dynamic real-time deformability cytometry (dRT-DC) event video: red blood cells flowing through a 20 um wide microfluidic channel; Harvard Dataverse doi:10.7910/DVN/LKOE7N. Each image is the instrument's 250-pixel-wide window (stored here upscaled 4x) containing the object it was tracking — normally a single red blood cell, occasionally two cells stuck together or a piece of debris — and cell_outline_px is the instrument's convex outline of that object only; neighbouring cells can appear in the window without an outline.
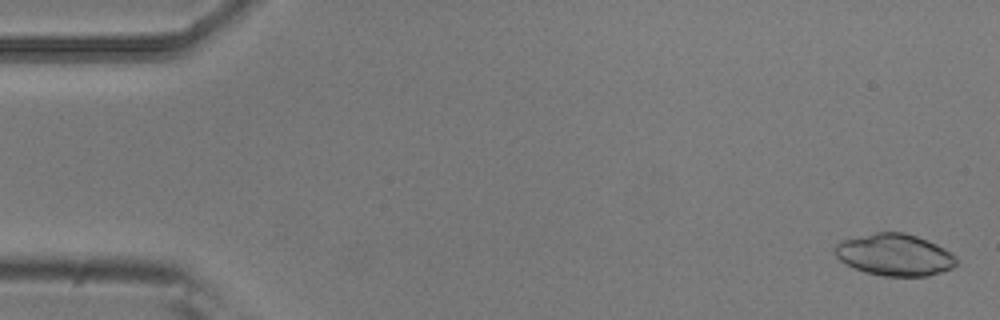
{"species": "common noctule bat (a hibernating species)", "species_latin": "Nyctalus noctula", "temperature_condition": "room temperature", "stored_images_in_passage": 5, "camera_frame_rate_fps": 3000, "um_per_image_px": 0.085, "animal": {"sex": "male", "body_mass_g": 20.5, "forearm_length_mm": 52.5}, "frame": {"image": 1, "passage_image": 1, "time_ms": 0.0, "image_size_px": [1000, 320], "cell_outline_px": [[956, 264], [952, 268], [928, 276], [884, 276], [864, 272], [840, 260], [836, 256], [836, 244], [840, 240], [876, 232], [904, 232], [928, 240], [944, 248], [956, 256]], "centroid_in_image_um": [76.05, 21.65], "position_along_channel_um": 8.9, "area_um2": 29.48}}
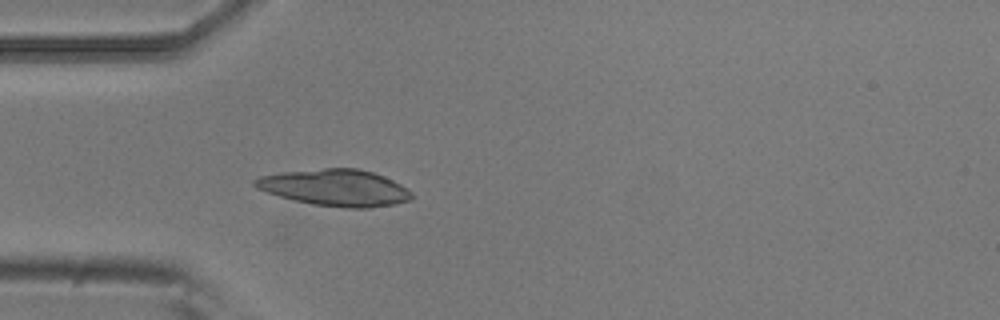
{"frame": {"image": 2, "passage_image": 5, "time_ms": 1.333, "image_size_px": [1000, 320], "cell_outline_px": [[412, 200], [396, 204], [372, 208], [344, 208], [312, 204], [280, 196], [256, 188], [252, 184], [252, 180], [260, 176], [280, 172], [324, 168], [360, 168], [384, 176], [408, 188], [412, 192]], "centroid_in_image_um": [28.52, 15.95], "position_along_channel_um": 56.5, "area_um2": 33.64}}